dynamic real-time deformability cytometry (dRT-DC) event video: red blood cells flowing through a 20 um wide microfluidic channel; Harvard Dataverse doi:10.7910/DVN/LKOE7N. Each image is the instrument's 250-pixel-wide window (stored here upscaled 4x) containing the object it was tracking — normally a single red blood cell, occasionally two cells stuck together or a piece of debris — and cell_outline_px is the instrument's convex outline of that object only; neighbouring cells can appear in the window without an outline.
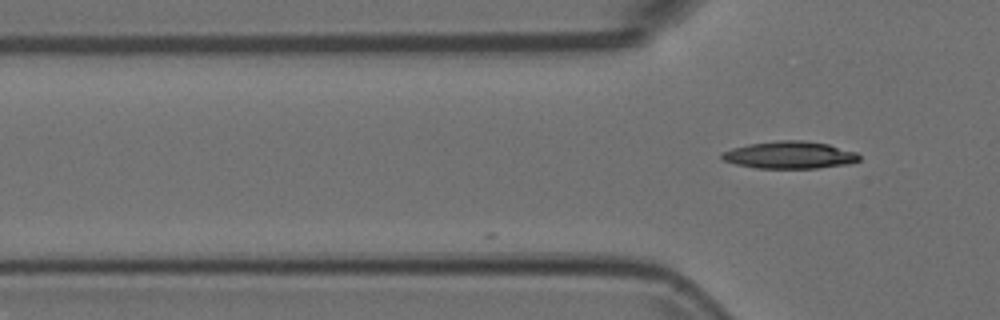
{"species": "Egyptian fruit bat (a non-hibernating species)", "species_latin": "Rousettus aegyptiacus", "temperature_condition": "room temperature", "stored_images_in_passage": 2, "camera_frame_rate_fps": 3000, "um_per_image_px": 0.085, "animal": {"sex": "female"}, "frame": {"image": 1, "passage_image": 2, "time_ms": 0.333, "image_size_px": [1000, 320], "cell_outline_px": [[860, 160], [848, 164], [816, 168], [756, 168], [736, 164], [724, 160], [720, 156], [720, 152], [732, 148], [748, 144], [776, 140], [800, 140], [828, 144], [856, 152], [860, 156]], "centroid_in_image_um": [67.1, 13.17], "position_along_channel_um": 58.7, "area_um2": 21.85}}